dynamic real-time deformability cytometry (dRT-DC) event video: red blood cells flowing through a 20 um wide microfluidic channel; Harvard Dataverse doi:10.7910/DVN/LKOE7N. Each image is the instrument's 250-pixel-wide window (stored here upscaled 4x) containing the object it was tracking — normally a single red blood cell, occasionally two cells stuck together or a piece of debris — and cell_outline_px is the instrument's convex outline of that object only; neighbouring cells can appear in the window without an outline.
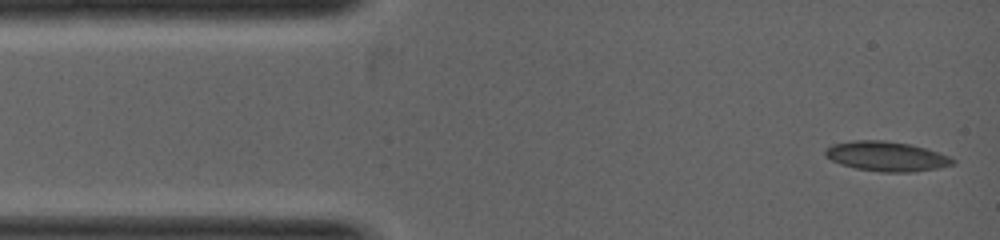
{"species": "common noctule bat (a hibernating species)", "species_latin": "Nyctalus noctula", "temperature_condition": "warm", "stored_images_in_passage": 3, "camera_frame_rate_fps": 5000, "um_per_image_px": 0.085, "animal": {"sex": "female", "body_mass_g": 19.0, "forearm_length_mm": 53.3}, "frame": {"image": 1, "passage_image": 1, "time_ms": 0.0, "image_size_px": [1000, 240], "cell_outline_px": [[956, 164], [940, 168], [912, 172], [880, 172], [856, 168], [840, 164], [824, 156], [824, 152], [832, 144], [852, 140], [884, 140], [908, 144], [928, 148], [948, 156], [956, 160]], "centroid_in_image_um": [75.38, 13.29], "position_along_channel_um": 9.6, "area_um2": 22.25}}
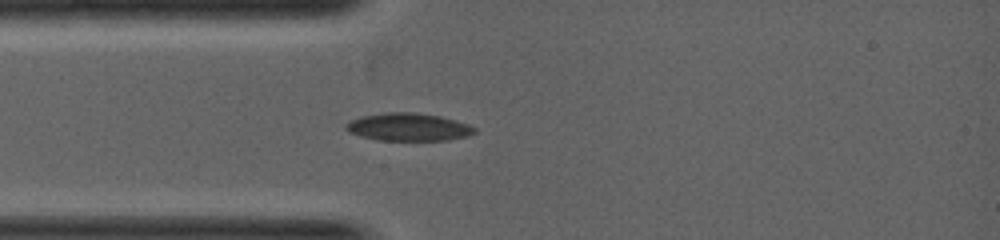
{"frame": {"image": 2, "passage_image": 3, "time_ms": 1.4, "image_size_px": [1000, 240], "cell_outline_px": [[476, 132], [468, 136], [444, 140], [380, 140], [360, 136], [348, 132], [344, 128], [344, 124], [360, 116], [384, 112], [416, 112], [440, 116], [456, 120], [468, 124], [476, 128]], "centroid_in_image_um": [34.69, 10.79], "position_along_channel_um": 50.3, "area_um2": 20.92}}